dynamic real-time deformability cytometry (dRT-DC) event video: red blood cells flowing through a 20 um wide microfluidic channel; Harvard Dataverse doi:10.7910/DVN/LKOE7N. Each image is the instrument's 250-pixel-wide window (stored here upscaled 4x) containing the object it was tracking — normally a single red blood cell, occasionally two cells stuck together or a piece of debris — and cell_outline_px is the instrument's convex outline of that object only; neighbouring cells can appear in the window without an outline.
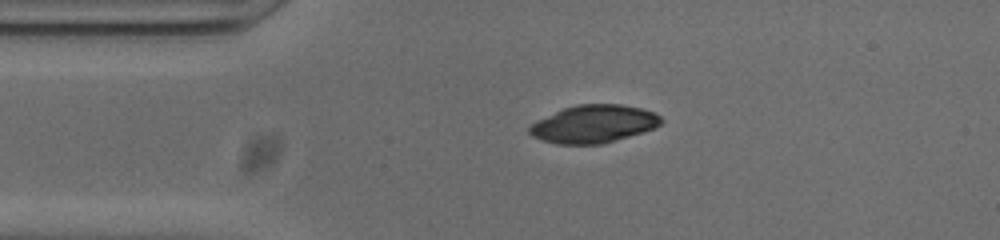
{"species": "common noctule bat (a hibernating species)", "species_latin": "Nyctalus noctula", "temperature_condition": "cold", "stored_images_in_passage": 42, "camera_frame_rate_fps": 3000, "um_per_image_px": 0.085, "animal": {"sex": "male", "body_mass_g": 20.0, "forearm_length_mm": 53.3}, "frame": {"image": 1, "passage_image": 1, "time_ms": 0.0, "image_size_px": [1000, 240], "cell_outline_px": [[664, 120], [656, 128], [600, 144], [556, 144], [540, 140], [532, 136], [528, 132], [528, 128], [536, 120], [564, 108], [576, 104], [620, 104], [640, 108], [656, 112]], "centroid_in_image_um": [50.45, 10.53], "position_along_channel_um": 34.5, "area_um2": 29.02}}
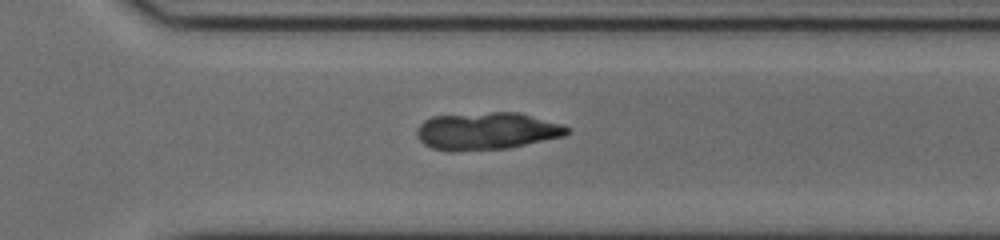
{"frame": {"image": 2, "passage_image": 26, "time_ms": 8.333, "image_size_px": [1000, 240], "cell_outline_px": [[568, 132], [564, 136], [508, 148], [452, 152], [448, 152], [432, 148], [424, 144], [416, 136], [416, 128], [424, 120], [432, 116], [492, 112], [520, 112], [564, 124], [568, 128]], "centroid_in_image_um": [41.35, 11.14], "position_along_channel_um": 329.3, "area_um2": 33.06}}
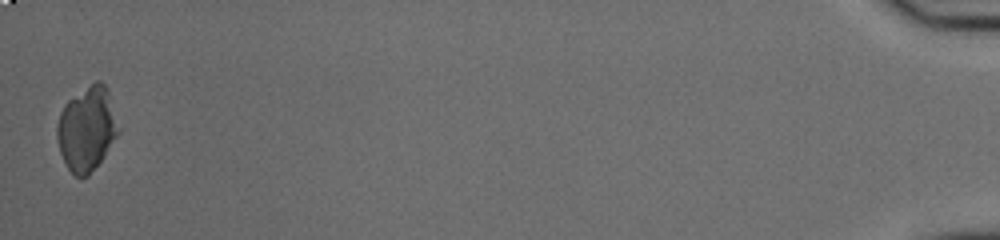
{"frame": {"image": 3, "passage_image": 42, "time_ms": 13.667, "image_size_px": [1000, 240], "cell_outline_px": [[120, 128], [116, 136], [104, 156], [88, 176], [80, 180], [68, 168], [60, 152], [56, 136], [56, 128], [60, 112], [64, 104], [68, 100], [96, 80], [100, 80], [108, 88]], "centroid_in_image_um": [7.38, 10.94], "position_along_channel_um": 427.8, "area_um2": 30.17}}